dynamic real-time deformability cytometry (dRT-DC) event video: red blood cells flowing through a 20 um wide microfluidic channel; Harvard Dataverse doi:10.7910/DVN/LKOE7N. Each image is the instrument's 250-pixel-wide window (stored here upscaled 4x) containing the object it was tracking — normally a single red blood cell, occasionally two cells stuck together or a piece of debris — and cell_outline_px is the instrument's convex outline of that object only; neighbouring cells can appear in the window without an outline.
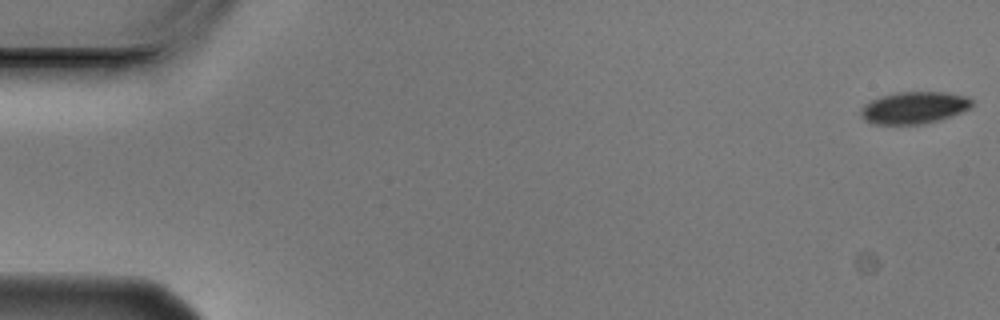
{"species": "Egyptian fruit bat (a non-hibernating species)", "species_latin": "Rousettus aegyptiacus", "temperature_condition": "cold", "stored_images_in_passage": 3, "segment_of_instrument_passage": [2, 2], "camera_frame_rate_fps": 3000, "um_per_image_px": 0.085, "animal": {"sex": "male"}, "frame": {"image": 1, "passage_image": 3, "time_ms": 0.667, "image_size_px": [1000, 320], "cell_outline_px": [[972, 104], [968, 108], [960, 112], [936, 120], [920, 124], [872, 124], [864, 120], [860, 116], [860, 108], [864, 104], [880, 96], [896, 92], [944, 92], [964, 96], [972, 100]], "centroid_in_image_um": [77.6, 9.15], "position_along_channel_um": 7.4, "area_um2": 20.46}}